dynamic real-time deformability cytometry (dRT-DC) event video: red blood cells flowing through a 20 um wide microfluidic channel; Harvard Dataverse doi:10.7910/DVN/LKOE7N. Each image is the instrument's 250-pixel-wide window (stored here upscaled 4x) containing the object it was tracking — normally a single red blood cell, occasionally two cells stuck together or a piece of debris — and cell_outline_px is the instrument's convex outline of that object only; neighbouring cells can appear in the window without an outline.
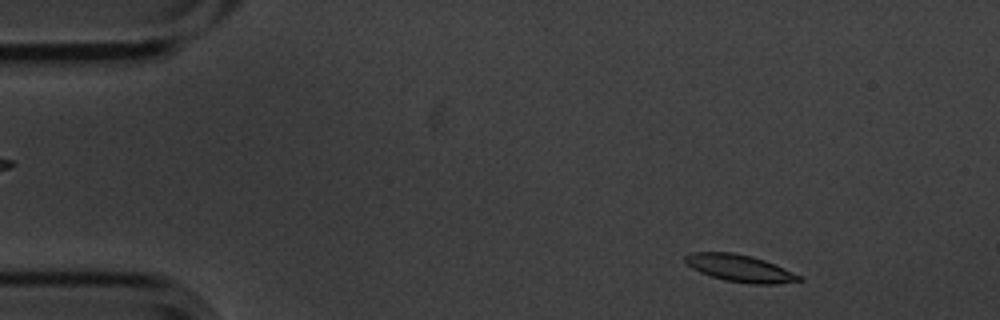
{"species": "common noctule bat (a hibernating species)", "species_latin": "Nyctalus noctula", "temperature_condition": "cold", "stored_images_in_passage": 9, "camera_frame_rate_fps": 3000, "um_per_image_px": 0.085, "animal": {"sex": "male", "body_mass_g": 20.1, "forearm_length_mm": 53.5}, "frame": {"image": 1, "passage_image": 1, "time_ms": 0.0, "image_size_px": [1000, 320], "cell_outline_px": [[804, 280], [780, 284], [748, 284], [724, 280], [700, 272], [692, 268], [684, 260], [684, 256], [692, 252], [732, 252], [752, 256], [764, 260], [792, 272], [800, 276]], "centroid_in_image_um": [62.88, 22.8], "position_along_channel_um": 22.1, "area_um2": 17.92}}
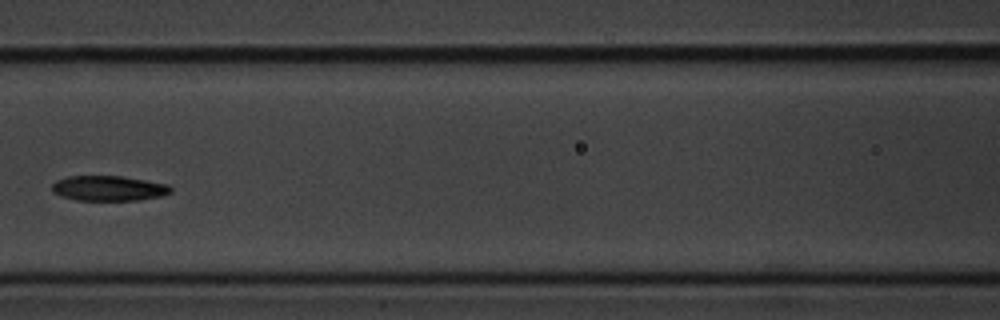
{"frame": {"image": 2, "passage_image": 6, "time_ms": 1.667, "image_size_px": [1000, 320], "cell_outline_px": [[172, 192], [160, 196], [140, 200], [76, 200], [60, 196], [52, 192], [52, 184], [56, 180], [68, 176], [120, 176], [168, 184], [172, 188]], "centroid_in_image_um": [9.21, 16.0], "position_along_channel_um": 157.4, "area_um2": 17.4}}
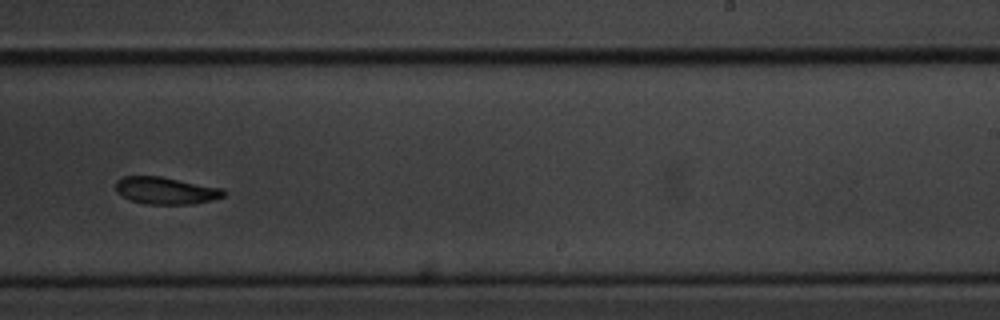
{"frame": {"image": 3, "passage_image": 9, "time_ms": 2.667, "image_size_px": [1000, 320], "cell_outline_px": [[224, 196], [212, 200], [192, 204], [148, 204], [132, 200], [116, 192], [116, 180], [124, 176], [160, 176], [224, 188]], "centroid_in_image_um": [14.11, 16.19], "position_along_channel_um": 274.9, "area_um2": 16.99}}